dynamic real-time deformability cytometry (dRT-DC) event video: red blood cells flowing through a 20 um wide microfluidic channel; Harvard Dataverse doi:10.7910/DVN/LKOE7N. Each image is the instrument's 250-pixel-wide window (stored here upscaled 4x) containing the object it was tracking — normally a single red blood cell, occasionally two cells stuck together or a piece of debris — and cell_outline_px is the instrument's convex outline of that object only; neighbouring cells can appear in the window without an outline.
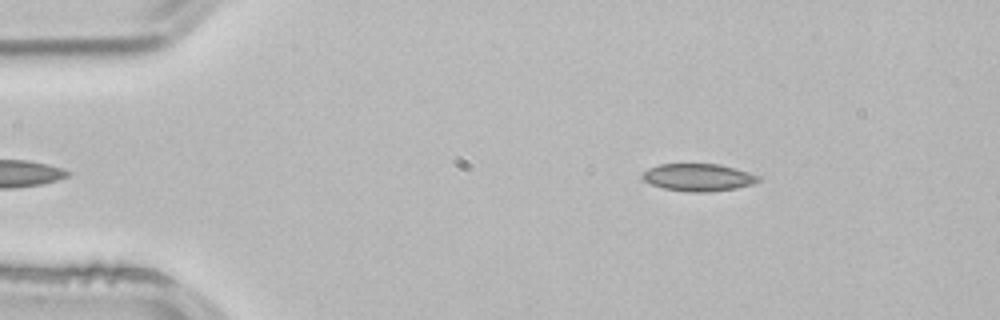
{"species": "common noctule bat (a hibernating species)", "species_latin": "Nyctalus noctula", "temperature_condition": "room temperature", "stored_images_in_passage": 2, "camera_frame_rate_fps": 3000, "um_per_image_px": 0.085, "animal": {"sex": "male", "body_mass_g": 21.5, "forearm_length_mm": 52.0}, "frame": {"image": 1, "passage_image": 2, "time_ms": 0.333, "image_size_px": [1000, 320], "cell_outline_px": [[760, 180], [752, 184], [736, 188], [708, 192], [688, 192], [664, 188], [652, 184], [644, 180], [640, 176], [648, 168], [656, 164], [720, 164], [736, 168], [760, 176]], "centroid_in_image_um": [59.35, 15.07], "position_along_channel_um": 25.7, "area_um2": 18.55}}